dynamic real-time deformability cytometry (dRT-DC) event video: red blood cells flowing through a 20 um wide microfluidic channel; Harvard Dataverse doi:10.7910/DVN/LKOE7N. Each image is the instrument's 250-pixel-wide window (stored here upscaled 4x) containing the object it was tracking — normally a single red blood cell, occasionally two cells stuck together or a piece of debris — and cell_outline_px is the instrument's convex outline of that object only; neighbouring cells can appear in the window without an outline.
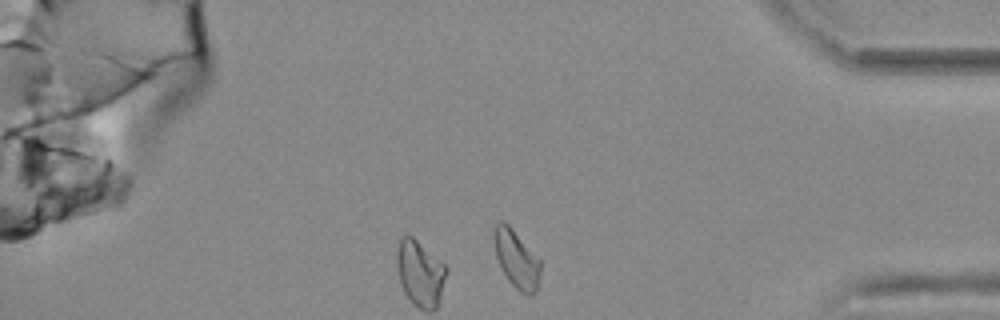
{"species": "common noctule bat (a hibernating species)", "species_latin": "Nyctalus noctula", "temperature_condition": "warm", "stored_images_in_passage": 45, "camera_frame_rate_fps": 3000, "um_per_image_px": 0.085, "animal": {"sex": "female", "body_mass_g": 25.1}, "frame": {"image": 1, "passage_image": 45, "time_ms": 14.667, "image_size_px": [1000, 320], "cell_outline_px": [[540, 272], [536, 292], [532, 296], [528, 296], [520, 292], [508, 280], [500, 268], [496, 256], [492, 240], [492, 232], [496, 220], [504, 220], [508, 224], [540, 260]], "centroid_in_image_um": [43.85, 22.0], "position_along_channel_um": 391.4, "area_um2": 15.95}, "authors_computed_cell_mechanics": {"area_um2": 18.3226, "velocity_mm_per_s": 3.7277, "shape_relaxation_time_tau1_ms": null, "shape_relaxation_time_tau2_ms": 1.553, "deformation_change_tau1": null, "deformation_change_tau2": 0.0748}}